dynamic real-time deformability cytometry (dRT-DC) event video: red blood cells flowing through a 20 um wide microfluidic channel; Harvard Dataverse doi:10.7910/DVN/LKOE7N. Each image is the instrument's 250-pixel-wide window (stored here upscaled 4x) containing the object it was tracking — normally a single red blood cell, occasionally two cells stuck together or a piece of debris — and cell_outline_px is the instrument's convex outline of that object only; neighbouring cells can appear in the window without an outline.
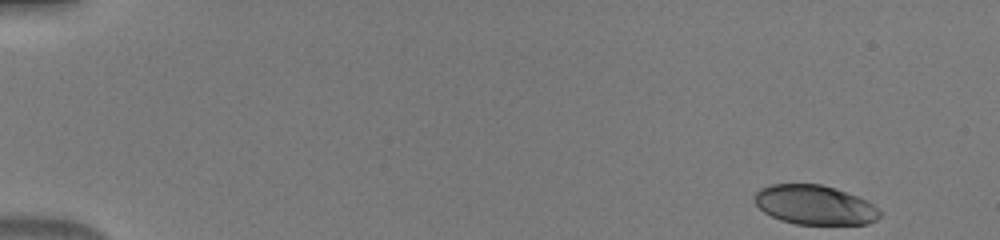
{"species": "human", "species_latin": "Homo sapiens", "temperature_condition": "warm", "stored_images_in_passage": 47, "camera_frame_rate_fps": 3000, "um_per_image_px": 0.085, "donor": {"sex": "male"}, "frame": {"image": 1, "passage_image": 1, "time_ms": 0.0, "image_size_px": [1000, 240], "cell_outline_px": [[880, 216], [876, 220], [868, 224], [796, 224], [780, 220], [764, 212], [752, 200], [752, 196], [760, 188], [772, 184], [820, 184], [836, 188], [856, 196], [872, 204], [880, 212]], "centroid_in_image_um": [69.2, 17.41], "position_along_channel_um": 15.8, "area_um2": 28.73}}
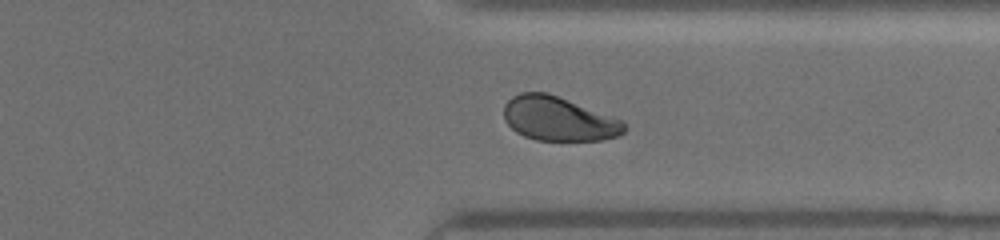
{"frame": {"image": 2, "passage_image": 37, "time_ms": 12.0, "image_size_px": [1000, 240], "cell_outline_px": [[628, 128], [620, 136], [604, 140], [536, 140], [524, 136], [516, 132], [504, 120], [504, 104], [512, 96], [520, 92], [548, 92], [624, 120]], "centroid_in_image_um": [47.51, 10.09], "position_along_channel_um": 363.9, "area_um2": 31.39}}
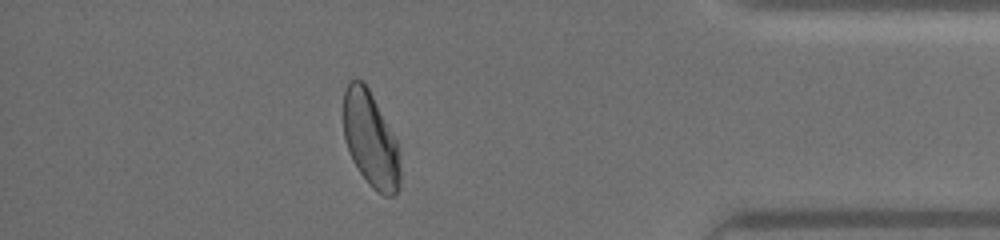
{"frame": {"image": 3, "passage_image": 42, "time_ms": 13.667, "image_size_px": [1000, 240], "cell_outline_px": [[400, 188], [392, 196], [384, 196], [376, 192], [372, 188], [360, 172], [352, 160], [344, 136], [344, 88], [348, 80], [364, 80], [396, 140], [400, 148]], "centroid_in_image_um": [31.51, 11.87], "position_along_channel_um": 403.7, "area_um2": 31.62}}